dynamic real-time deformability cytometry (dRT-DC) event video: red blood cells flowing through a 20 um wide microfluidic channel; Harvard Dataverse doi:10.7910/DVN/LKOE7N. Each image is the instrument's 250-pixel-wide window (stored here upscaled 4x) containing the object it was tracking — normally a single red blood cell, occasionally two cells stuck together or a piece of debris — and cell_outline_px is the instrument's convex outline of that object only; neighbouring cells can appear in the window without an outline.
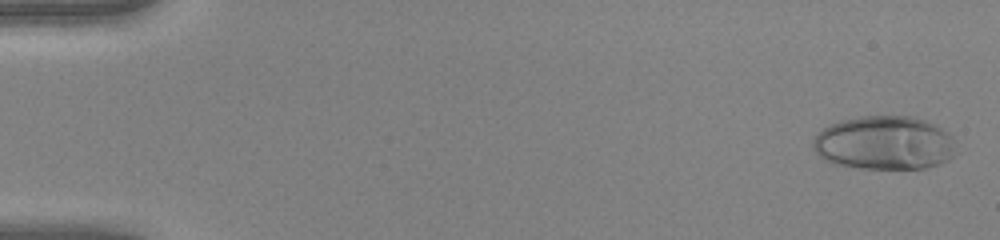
{"species": "human", "species_latin": "Homo sapiens", "temperature_condition": "warm", "stored_images_in_passage": 49, "camera_frame_rate_fps": 3000, "um_per_image_px": 0.085, "donor": {"sex": "female"}, "frame": {"image": 1, "passage_image": 2, "time_ms": 0.333, "image_size_px": [1000, 240], "cell_outline_px": [[956, 152], [948, 160], [924, 168], [860, 168], [832, 164], [824, 160], [812, 148], [812, 140], [824, 128], [832, 124], [844, 120], [860, 116], [912, 116], [936, 124], [948, 132], [952, 136]], "centroid_in_image_um": [75.17, 12.15], "position_along_channel_um": 9.8, "area_um2": 44.8}}
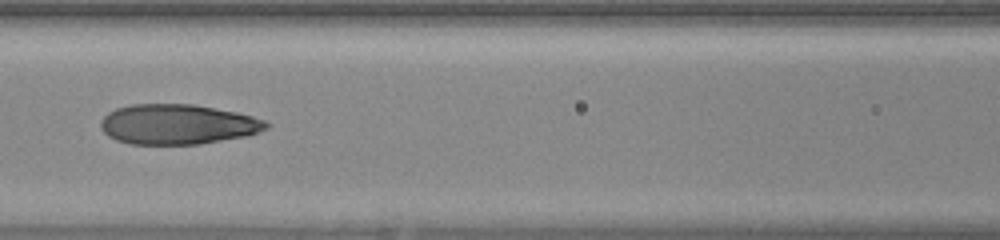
{"frame": {"image": 2, "passage_image": 23, "time_ms": 7.333, "image_size_px": [1000, 240], "cell_outline_px": [[272, 124], [268, 128], [244, 136], [200, 144], [128, 144], [116, 140], [108, 136], [100, 128], [100, 120], [108, 112], [116, 108], [132, 104], [192, 104], [236, 112], [252, 116], [264, 120]], "centroid_in_image_um": [15.06, 10.56], "position_along_channel_um": 151.5, "area_um2": 38.67}}
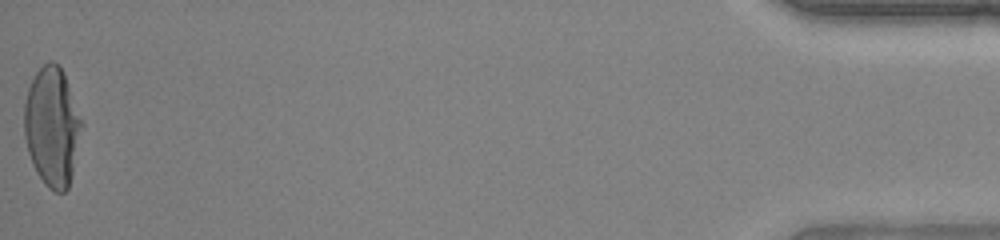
{"frame": {"image": 3, "passage_image": 49, "time_ms": 16.0, "image_size_px": [1000, 240], "cell_outline_px": [[84, 124], [68, 188], [64, 192], [56, 192], [48, 188], [44, 184], [36, 172], [32, 164], [28, 152], [24, 136], [24, 104], [28, 88], [36, 72], [48, 60], [52, 60], [60, 64], [84, 120]], "centroid_in_image_um": [4.45, 10.74], "position_along_channel_um": 430.8, "area_um2": 40.46}, "authors_computed_cell_mechanics": {"area_um2": 39.1306, "velocity_mm_per_s": 4.2999, "shape_relaxation_time_tau1_ms": 10.5898, "shape_relaxation_time_tau2_ms": 0.8474, "deformation_change_tau1": 0.463, "deformation_change_tau2": 0.0695}}